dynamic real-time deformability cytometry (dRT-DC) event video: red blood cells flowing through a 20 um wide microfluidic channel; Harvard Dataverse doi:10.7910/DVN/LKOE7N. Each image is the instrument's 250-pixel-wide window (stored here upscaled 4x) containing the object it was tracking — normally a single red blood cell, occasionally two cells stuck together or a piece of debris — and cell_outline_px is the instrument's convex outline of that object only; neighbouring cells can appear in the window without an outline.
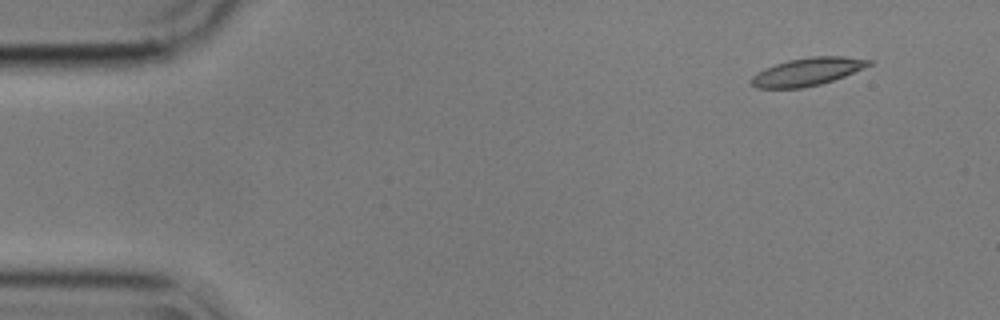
{"species": "common noctule bat (a hibernating species)", "species_latin": "Nyctalus noctula", "temperature_condition": "cold", "stored_images_in_passage": 9, "camera_frame_rate_fps": 3000, "um_per_image_px": 0.085, "animal": {"sex": "male", "body_mass_g": 17.9}, "frame": {"image": 1, "passage_image": 1, "time_ms": 0.0, "image_size_px": [1000, 320], "cell_outline_px": [[872, 64], [844, 76], [820, 84], [804, 88], [756, 88], [748, 80], [756, 72], [764, 68], [788, 60], [812, 56], [844, 56], [872, 60]], "centroid_in_image_um": [68.58, 6.09], "position_along_channel_um": 16.4, "area_um2": 19.07}}